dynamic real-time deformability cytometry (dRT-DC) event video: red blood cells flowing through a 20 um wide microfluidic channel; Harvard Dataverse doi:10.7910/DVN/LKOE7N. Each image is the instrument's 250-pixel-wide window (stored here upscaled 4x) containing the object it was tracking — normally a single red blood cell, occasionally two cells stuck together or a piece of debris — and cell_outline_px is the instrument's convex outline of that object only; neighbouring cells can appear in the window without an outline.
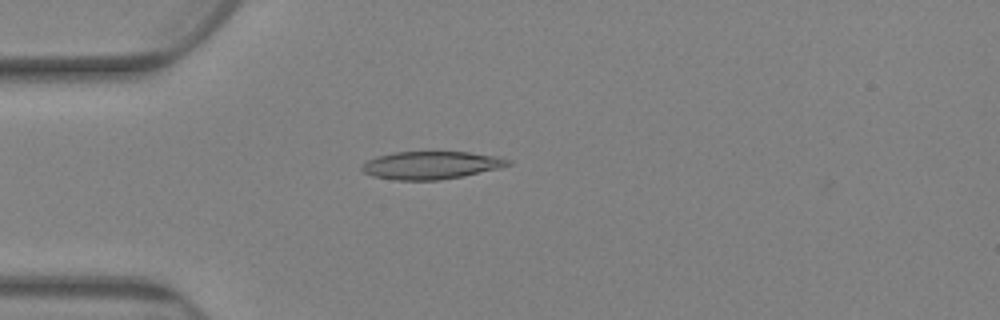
{"species": "Egyptian fruit bat (a non-hibernating species)", "species_latin": "Rousettus aegyptiacus", "temperature_condition": "warm", "stored_images_in_passage": 63, "camera_frame_rate_fps": 3000, "um_per_image_px": 0.085, "animal": {"sex": "female"}, "frame": {"image": 1, "passage_image": 3, "time_ms": 0.667, "image_size_px": [1000, 320], "cell_outline_px": [[512, 164], [500, 168], [464, 176], [440, 180], [396, 180], [372, 176], [364, 172], [360, 168], [368, 160], [376, 156], [392, 152], [468, 152], [496, 156], [512, 160]], "centroid_in_image_um": [36.66, 14.04], "position_along_channel_um": 48.3, "area_um2": 23.76}}
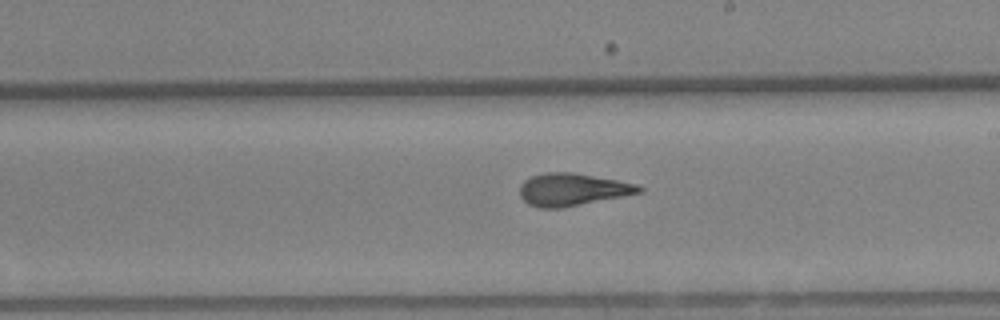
{"frame": {"image": 2, "passage_image": 28, "time_ms": 9.0, "image_size_px": [1000, 320], "cell_outline_px": [[644, 192], [564, 208], [540, 208], [528, 204], [520, 196], [520, 184], [524, 180], [532, 176], [544, 172], [572, 172], [616, 180], [636, 184], [644, 188]], "centroid_in_image_um": [48.65, 16.12], "position_along_channel_um": 240.4, "area_um2": 22.66}}
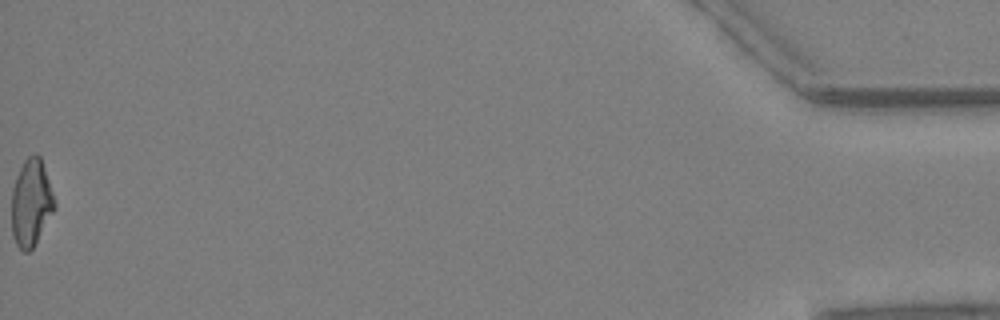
{"frame": {"image": 3, "passage_image": 63, "time_ms": 20.667, "image_size_px": [1000, 320], "cell_outline_px": [[56, 208], [32, 248], [28, 252], [24, 252], [16, 244], [12, 236], [12, 188], [16, 176], [24, 160], [28, 156], [36, 152], [40, 156], [56, 204]], "centroid_in_image_um": [2.63, 17.23], "position_along_channel_um": 432.6, "area_um2": 21.62}, "authors_computed_cell_mechanics": {"area_um2": 22.3108, "velocity_mm_per_s": 2.4969, "shape_relaxation_time_tau1_ms": 10.7803, "shape_relaxation_time_tau2_ms": 2.475, "deformation_change_tau1": 0.2347, "deformation_change_tau2": 0.0999}}